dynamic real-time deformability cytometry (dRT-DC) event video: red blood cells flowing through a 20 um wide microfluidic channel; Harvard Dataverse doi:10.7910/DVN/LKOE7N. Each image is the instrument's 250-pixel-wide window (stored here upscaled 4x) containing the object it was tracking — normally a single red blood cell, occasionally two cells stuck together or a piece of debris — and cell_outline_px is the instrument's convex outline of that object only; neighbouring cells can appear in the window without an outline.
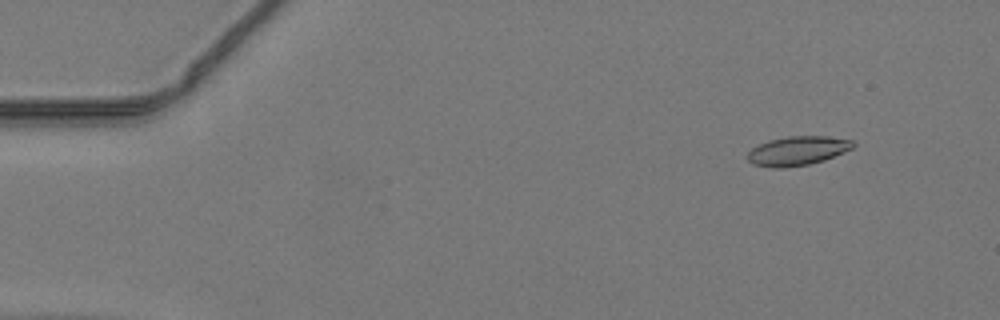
{"species": "common noctule bat (a hibernating species)", "species_latin": "Nyctalus noctula", "temperature_condition": "warm", "stored_images_in_passage": 44, "camera_frame_rate_fps": 3000, "um_per_image_px": 0.085, "animal": {"sex": "male", "body_mass_g": 19.2, "forearm_length_mm": 51.8}, "frame": {"image": 1, "passage_image": 1, "time_ms": 0.0, "image_size_px": [1000, 320], "cell_outline_px": [[856, 144], [852, 148], [824, 160], [808, 164], [784, 168], [772, 168], [752, 164], [748, 160], [748, 152], [752, 148], [768, 140], [788, 136], [828, 136], [852, 140]], "centroid_in_image_um": [67.77, 12.82], "position_along_channel_um": 17.2, "area_um2": 17.86}}
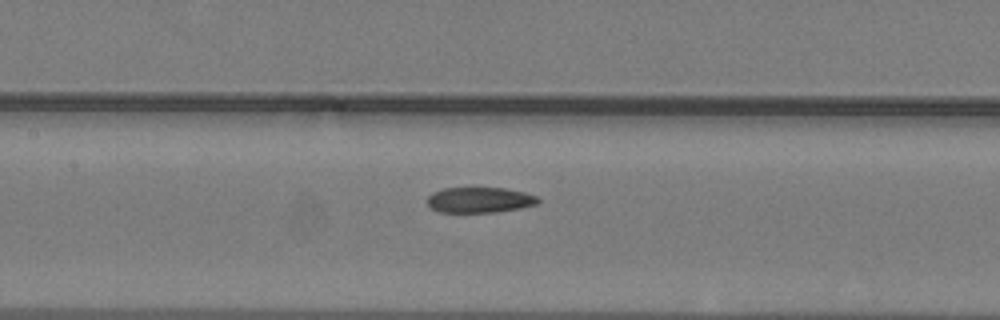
{"frame": {"image": 2, "passage_image": 19, "time_ms": 6.0, "image_size_px": [1000, 320], "cell_outline_px": [[540, 200], [536, 204], [520, 208], [496, 212], [440, 212], [432, 208], [428, 204], [428, 196], [432, 192], [444, 188], [504, 188], [524, 192], [536, 196]], "centroid_in_image_um": [40.76, 16.99], "position_along_channel_um": 166.6, "area_um2": 16.36}}
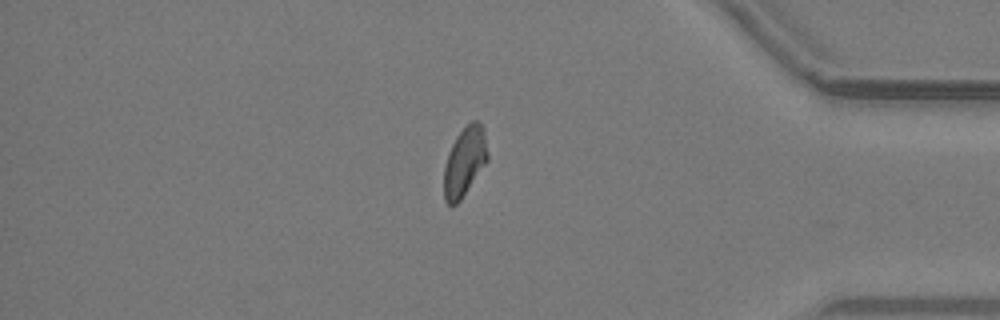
{"frame": {"image": 3, "passage_image": 37, "time_ms": 12.0, "image_size_px": [1000, 320], "cell_outline_px": [[488, 160], [460, 200], [456, 204], [448, 204], [444, 200], [444, 168], [448, 152], [456, 136], [472, 120], [476, 120], [484, 128], [488, 156]], "centroid_in_image_um": [39.49, 13.73], "position_along_channel_um": 395.7, "area_um2": 17.4}}